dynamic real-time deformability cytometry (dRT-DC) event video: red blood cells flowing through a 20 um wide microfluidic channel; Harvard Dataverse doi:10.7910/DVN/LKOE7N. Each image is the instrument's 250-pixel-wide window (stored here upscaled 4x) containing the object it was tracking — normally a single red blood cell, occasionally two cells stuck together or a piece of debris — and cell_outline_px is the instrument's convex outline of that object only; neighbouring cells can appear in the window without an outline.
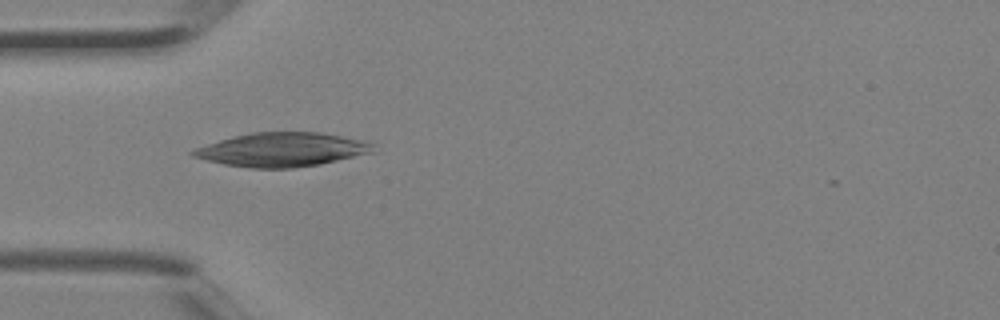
{"species": "Egyptian fruit bat (a non-hibernating species)", "species_latin": "Rousettus aegyptiacus", "temperature_condition": "room temperature", "stored_images_in_passage": 3, "camera_frame_rate_fps": 3000, "um_per_image_px": 0.085, "animal": {"sex": "female"}, "frame": {"image": 1, "passage_image": 3, "time_ms": 0.667, "image_size_px": [1000, 320], "cell_outline_px": [[376, 152], [320, 164], [292, 168], [252, 168], [224, 164], [192, 156], [188, 152], [196, 148], [220, 140], [252, 132], [320, 132], [364, 140], [372, 144]], "centroid_in_image_um": [24.01, 12.72], "position_along_channel_um": 61.0, "area_um2": 35.43}}